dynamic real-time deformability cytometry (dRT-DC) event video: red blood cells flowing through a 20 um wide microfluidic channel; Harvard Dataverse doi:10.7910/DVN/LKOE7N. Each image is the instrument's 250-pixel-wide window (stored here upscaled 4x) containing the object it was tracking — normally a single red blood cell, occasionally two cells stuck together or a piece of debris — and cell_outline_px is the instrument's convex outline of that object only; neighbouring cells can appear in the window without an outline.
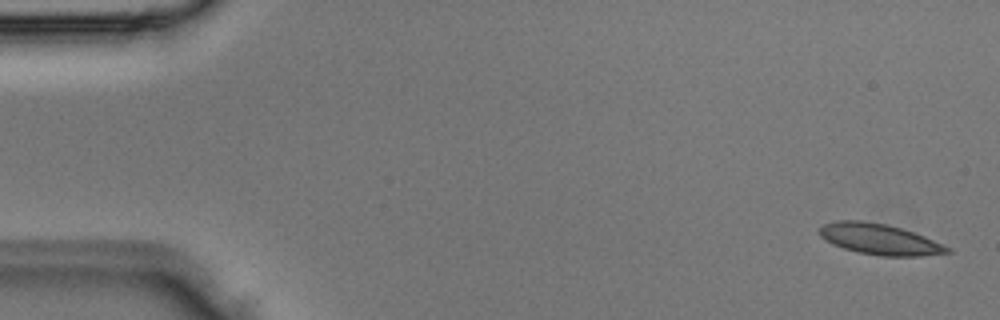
{"species": "Egyptian fruit bat (a non-hibernating species)", "species_latin": "Rousettus aegyptiacus", "temperature_condition": "room temperature", "stored_images_in_passage": 5, "segment_of_instrument_passage": [1, 2], "camera_frame_rate_fps": 3000, "um_per_image_px": 0.085, "animal": {"sex": "male"}, "frame": {"image": 1, "passage_image": 1, "time_ms": 0.0, "image_size_px": [1000, 320], "cell_outline_px": [[952, 252], [920, 256], [880, 256], [856, 252], [832, 244], [824, 240], [820, 236], [820, 228], [824, 224], [836, 220], [860, 220], [884, 224], [900, 228], [924, 236], [952, 248]], "centroid_in_image_um": [74.75, 20.34], "position_along_channel_um": 10.2, "area_um2": 22.89}}
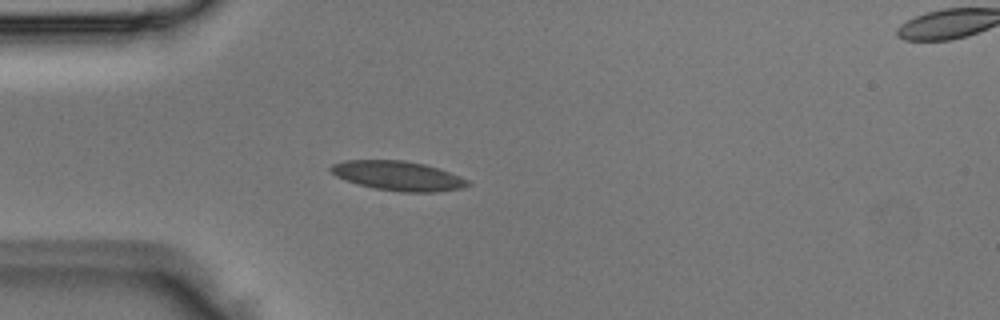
{"frame": {"image": 2, "passage_image": 4, "time_ms": 1.0, "image_size_px": [1000, 320], "cell_outline_px": [[472, 184], [464, 188], [432, 192], [400, 192], [376, 188], [344, 180], [336, 176], [328, 168], [332, 164], [344, 160], [404, 160], [424, 164], [440, 168], [460, 176], [468, 180]], "centroid_in_image_um": [33.85, 14.94], "position_along_channel_um": 51.1, "area_um2": 23.58}}